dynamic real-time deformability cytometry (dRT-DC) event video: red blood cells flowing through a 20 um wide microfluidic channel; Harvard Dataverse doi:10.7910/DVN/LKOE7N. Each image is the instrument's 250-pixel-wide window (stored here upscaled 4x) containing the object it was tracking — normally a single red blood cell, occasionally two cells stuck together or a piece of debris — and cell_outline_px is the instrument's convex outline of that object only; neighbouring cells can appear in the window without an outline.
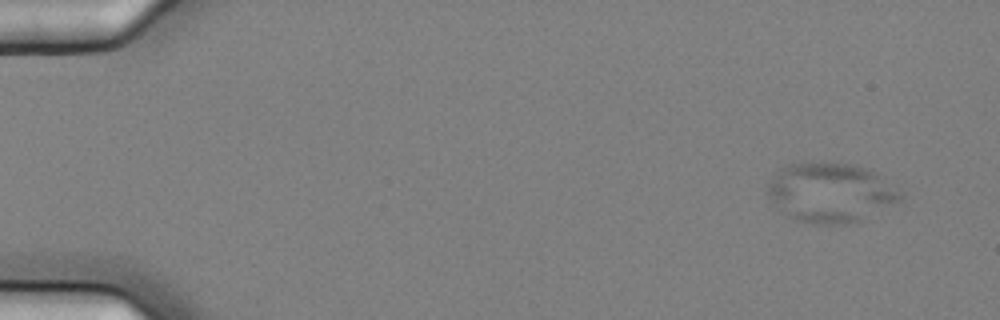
{"species": "common noctule bat (a hibernating species)", "species_latin": "Nyctalus noctula", "temperature_condition": "cold", "stored_images_in_passage": 5, "camera_frame_rate_fps": 3000, "um_per_image_px": 0.085, "animal": {"sex": "female", "body_mass_g": 25.1}, "frame": {"image": 1, "passage_image": 2, "time_ms": 0.333, "image_size_px": [1000, 320], "cell_outline_px": [[904, 196], [900, 200], [860, 220], [844, 224], [812, 224], [796, 220], [788, 216], [768, 196], [768, 184], [780, 168], [788, 164], [852, 164], [864, 168], [872, 172], [900, 192]], "centroid_in_image_um": [70.56, 16.4], "position_along_channel_um": 14.4, "area_um2": 44.56}}